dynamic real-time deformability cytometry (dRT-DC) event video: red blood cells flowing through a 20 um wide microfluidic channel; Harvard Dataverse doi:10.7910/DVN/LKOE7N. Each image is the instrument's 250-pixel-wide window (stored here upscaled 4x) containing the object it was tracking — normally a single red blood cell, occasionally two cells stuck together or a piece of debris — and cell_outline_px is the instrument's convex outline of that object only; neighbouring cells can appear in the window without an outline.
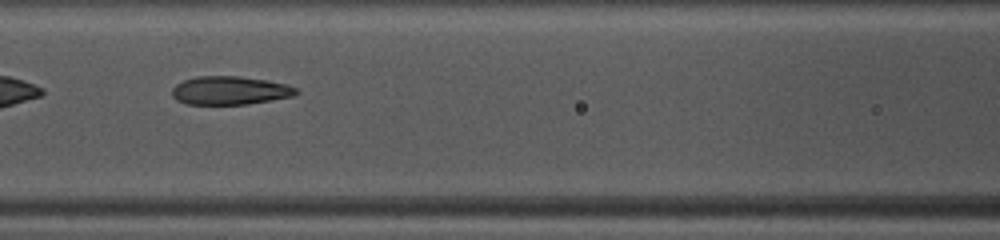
{"species": "common noctule bat (a hibernating species)", "species_latin": "Nyctalus noctula", "temperature_condition": "warm", "stored_images_in_passage": 40, "camera_frame_rate_fps": 3000, "um_per_image_px": 0.085, "animal": {"sex": "female", "body_mass_g": 10.0, "forearm_length_mm": 53.1}, "frame": {"image": 1, "passage_image": 18, "time_ms": 5.667, "image_size_px": [1000, 240], "cell_outline_px": [[300, 92], [296, 96], [248, 104], [188, 104], [176, 100], [172, 96], [172, 88], [176, 84], [184, 80], [196, 76], [240, 76], [288, 84], [296, 88]], "centroid_in_image_um": [19.57, 7.69], "position_along_channel_um": 147.0, "area_um2": 20.69}, "authors_computed_cell_mechanics": {"area_um2": 21.5016, "velocity_mm_per_s": 4.1195, "shape_relaxation_time_tau1_ms": 7.9832, "shape_relaxation_time_tau2_ms": 1.659, "deformation_change_tau1": 0.2202, "deformation_change_tau2": 0.0893}}